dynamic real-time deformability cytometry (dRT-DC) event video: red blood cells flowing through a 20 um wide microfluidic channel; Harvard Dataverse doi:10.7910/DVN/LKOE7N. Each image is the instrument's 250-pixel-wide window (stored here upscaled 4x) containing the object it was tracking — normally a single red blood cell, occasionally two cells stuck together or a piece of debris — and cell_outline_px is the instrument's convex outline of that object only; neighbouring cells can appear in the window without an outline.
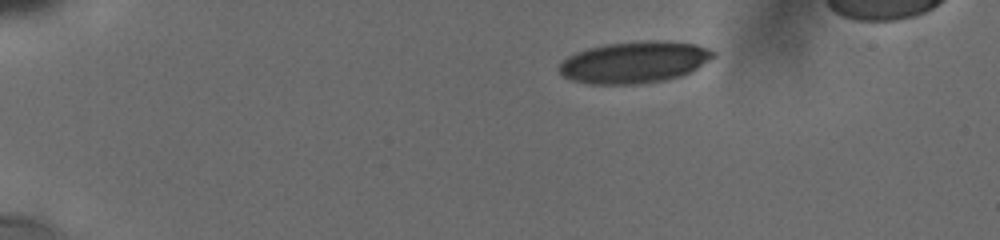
{"species": "human", "species_latin": "Homo sapiens", "temperature_condition": "cold", "stored_images_in_passage": 45, "camera_frame_rate_fps": 3000, "um_per_image_px": 0.085, "donor": {"sex": "male"}, "frame": {"image": 1, "passage_image": 1, "time_ms": 0.0, "image_size_px": [1000, 240], "cell_outline_px": [[716, 56], [696, 68], [680, 76], [664, 80], [636, 84], [588, 84], [572, 80], [564, 76], [560, 72], [560, 64], [568, 56], [588, 48], [608, 44], [696, 44], [708, 48], [716, 52]], "centroid_in_image_um": [53.88, 5.35], "position_along_channel_um": 31.1, "area_um2": 35.66}}
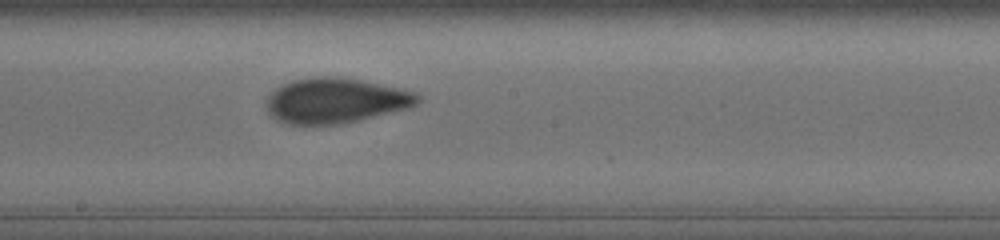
{"frame": {"image": 2, "passage_image": 18, "time_ms": 7.333, "image_size_px": [1000, 240], "cell_outline_px": [[420, 100], [412, 108], [340, 124], [288, 124], [276, 120], [268, 112], [268, 96], [276, 88], [292, 80], [320, 76], [336, 76], [416, 92], [420, 96]], "centroid_in_image_um": [28.53, 8.56], "position_along_channel_um": 219.7, "area_um2": 39.36}}
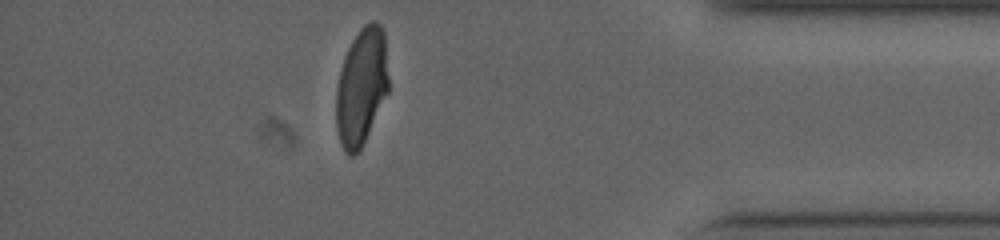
{"frame": {"image": 3, "passage_image": 38, "time_ms": 13.0, "image_size_px": [1000, 240], "cell_outline_px": [[388, 92], [360, 148], [352, 156], [348, 156], [344, 152], [340, 144], [336, 128], [336, 88], [344, 56], [352, 40], [360, 28], [364, 24], [372, 20], [376, 20], [380, 24], [384, 32], [388, 76]], "centroid_in_image_um": [30.71, 7.34], "position_along_channel_um": 404.5, "area_um2": 35.72}}